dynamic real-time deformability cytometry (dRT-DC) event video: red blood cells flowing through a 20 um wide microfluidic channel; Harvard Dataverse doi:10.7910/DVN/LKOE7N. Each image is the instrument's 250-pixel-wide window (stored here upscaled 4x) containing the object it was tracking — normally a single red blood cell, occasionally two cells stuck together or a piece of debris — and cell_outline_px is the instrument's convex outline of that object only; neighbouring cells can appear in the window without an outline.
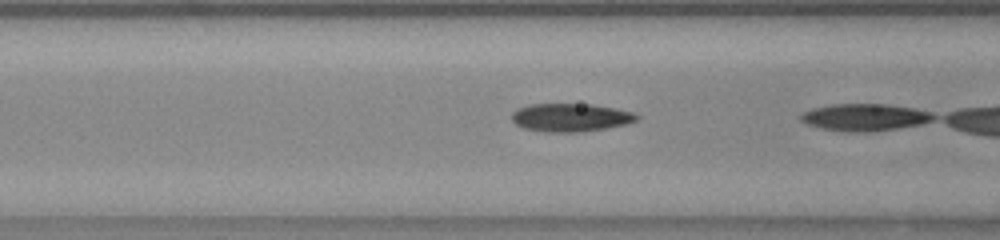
{"species": "common noctule bat (a hibernating species)", "species_latin": "Nyctalus noctula", "temperature_condition": "warm", "stored_images_in_passage": 22, "camera_frame_rate_fps": 3000, "um_per_image_px": 0.085, "animal": {"sex": "female", "body_mass_g": 23.0, "forearm_length_mm": 53.4}, "frame": {"image": 1, "passage_image": 18, "time_ms": 5.667, "image_size_px": [1000, 240], "cell_outline_px": [[640, 116], [636, 120], [624, 124], [604, 128], [576, 132], [548, 132], [524, 128], [516, 124], [512, 120], [512, 112], [516, 108], [528, 104], [592, 104], [616, 108], [632, 112]], "centroid_in_image_um": [48.46, 9.97], "position_along_channel_um": 118.1, "area_um2": 20.4}}